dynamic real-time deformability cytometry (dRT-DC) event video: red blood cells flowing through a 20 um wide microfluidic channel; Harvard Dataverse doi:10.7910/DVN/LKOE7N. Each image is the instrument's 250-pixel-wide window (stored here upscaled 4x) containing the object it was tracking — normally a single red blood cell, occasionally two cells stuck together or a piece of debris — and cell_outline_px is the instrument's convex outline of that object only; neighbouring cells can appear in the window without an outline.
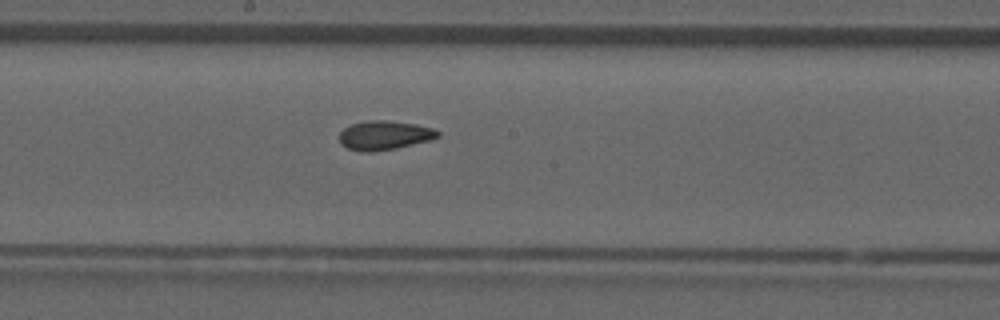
{"species": "common noctule bat (a hibernating species)", "species_latin": "Nyctalus noctula", "temperature_condition": "room temperature", "stored_images_in_passage": 38, "camera_frame_rate_fps": 3000, "um_per_image_px": 0.085, "animal": {"sex": "male", "forearm_length_mm": 52.5}, "frame": {"image": 1, "passage_image": 28, "time_ms": 9.0, "image_size_px": [1000, 320], "cell_outline_px": [[440, 136], [432, 140], [396, 148], [372, 152], [364, 152], [348, 148], [340, 144], [340, 132], [344, 128], [352, 124], [368, 120], [388, 120], [416, 124], [432, 128], [440, 132]], "centroid_in_image_um": [32.69, 11.5], "position_along_channel_um": 215.5, "area_um2": 16.76}}